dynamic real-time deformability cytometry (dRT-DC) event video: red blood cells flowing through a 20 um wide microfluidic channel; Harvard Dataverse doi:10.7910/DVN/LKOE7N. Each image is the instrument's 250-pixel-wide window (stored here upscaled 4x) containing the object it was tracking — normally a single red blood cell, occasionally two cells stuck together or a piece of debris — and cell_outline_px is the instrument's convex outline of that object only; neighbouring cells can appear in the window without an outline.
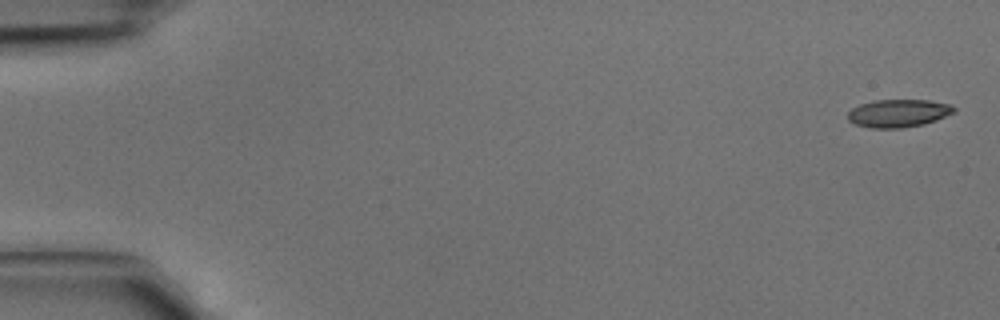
{"species": "common noctule bat (a hibernating species)", "species_latin": "Nyctalus noctula", "temperature_condition": "cold", "stored_images_in_passage": 4, "camera_frame_rate_fps": 3000, "um_per_image_px": 0.085, "animal": {"sex": "male", "body_mass_g": 15.6}, "frame": {"image": 1, "passage_image": 1, "time_ms": 0.0, "image_size_px": [1000, 320], "cell_outline_px": [[956, 112], [936, 120], [924, 124], [900, 128], [872, 128], [856, 124], [848, 120], [848, 112], [852, 108], [860, 104], [876, 100], [928, 100], [948, 104], [956, 108]], "centroid_in_image_um": [76.37, 9.62], "position_along_channel_um": 8.6, "area_um2": 17.17}}
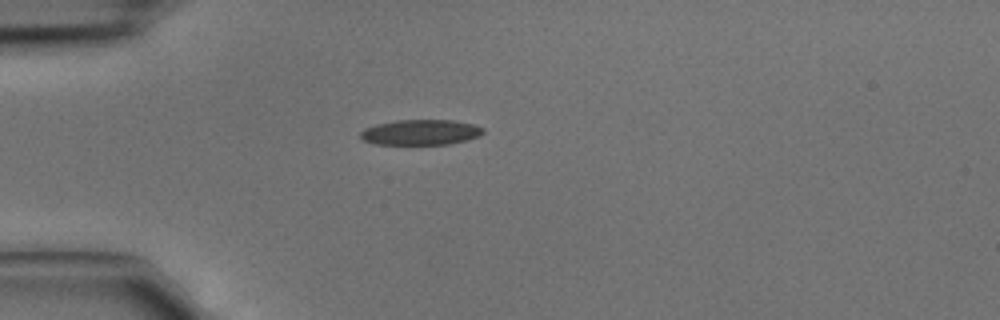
{"frame": {"image": 2, "passage_image": 4, "time_ms": 1.0, "image_size_px": [1000, 320], "cell_outline_px": [[484, 132], [480, 136], [468, 140], [448, 144], [376, 144], [364, 140], [360, 136], [360, 132], [364, 128], [376, 124], [396, 120], [452, 120], [472, 124], [484, 128]], "centroid_in_image_um": [35.77, 11.24], "position_along_channel_um": 49.2, "area_um2": 18.15}}